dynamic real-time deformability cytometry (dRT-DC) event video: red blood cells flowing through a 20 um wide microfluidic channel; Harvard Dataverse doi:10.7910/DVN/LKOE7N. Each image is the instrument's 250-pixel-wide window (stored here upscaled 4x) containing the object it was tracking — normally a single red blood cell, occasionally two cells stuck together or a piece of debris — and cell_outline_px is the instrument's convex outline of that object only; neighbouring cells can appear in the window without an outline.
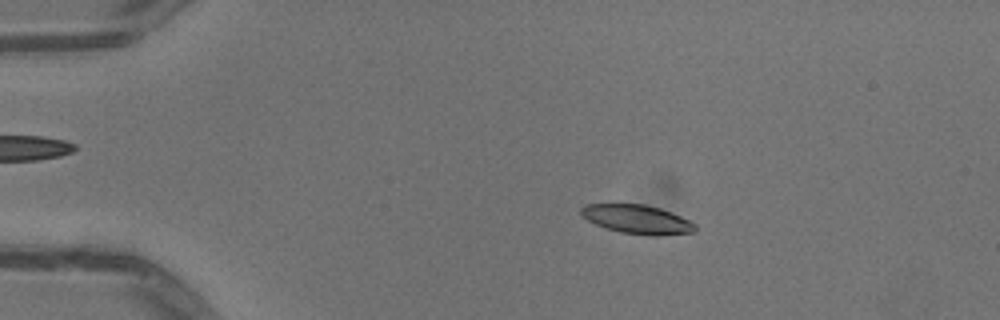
{"species": "common noctule bat (a hibernating species)", "species_latin": "Nyctalus noctula", "temperature_condition": "warm", "stored_images_in_passage": 51, "camera_frame_rate_fps": 3000, "um_per_image_px": 0.085, "animal": {"sex": "male", "body_mass_g": 13.3}, "frame": {"image": 1, "passage_image": 10, "time_ms": 3.0, "image_size_px": [1000, 320], "cell_outline_px": [[696, 232], [656, 236], [652, 236], [620, 232], [596, 224], [588, 220], [580, 212], [580, 208], [584, 204], [644, 204], [660, 208], [680, 216], [696, 224]], "centroid_in_image_um": [54.18, 18.64], "position_along_channel_um": 30.8, "area_um2": 19.13}}
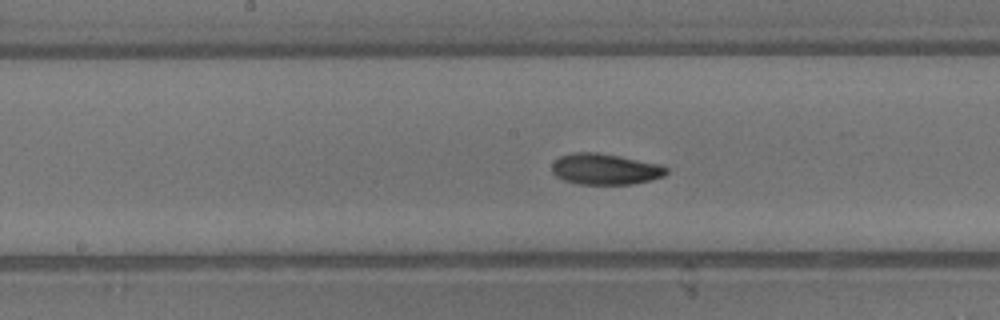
{"frame": {"image": 2, "passage_image": 27, "time_ms": 8.667, "image_size_px": [1000, 320], "cell_outline_px": [[668, 172], [664, 176], [632, 184], [580, 184], [564, 180], [556, 176], [552, 172], [552, 164], [560, 156], [572, 152], [596, 152], [620, 156], [660, 164], [668, 168]], "centroid_in_image_um": [51.43, 14.37], "position_along_channel_um": 196.8, "area_um2": 20.63}}
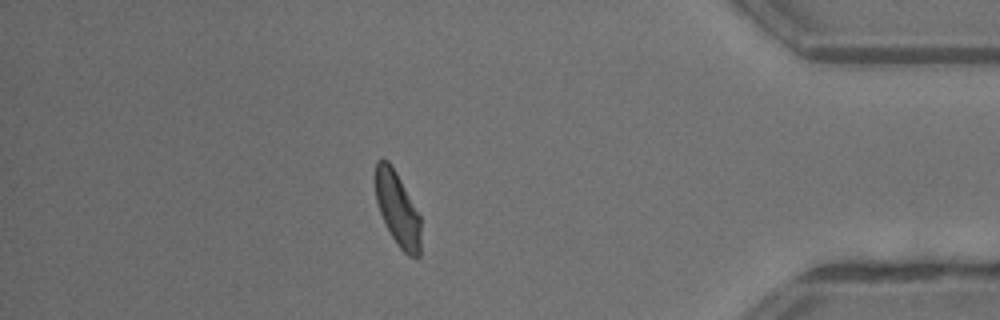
{"frame": {"image": 3, "passage_image": 45, "time_ms": 14.667, "image_size_px": [1000, 320], "cell_outline_px": [[420, 256], [408, 256], [396, 244], [380, 212], [376, 200], [376, 160], [388, 160], [396, 172], [420, 216]], "centroid_in_image_um": [33.8, 17.78], "position_along_channel_um": 401.4, "area_um2": 19.07}, "authors_computed_cell_mechanics": {"area_um2": 20.0566, "velocity_mm_per_s": 4.0478, "shape_relaxation_time_tau1_ms": 2.8349, "shape_relaxation_time_tau2_ms": 3.1719, "deformation_change_tau1": 0.1036, "deformation_change_tau2": 0.0863}}